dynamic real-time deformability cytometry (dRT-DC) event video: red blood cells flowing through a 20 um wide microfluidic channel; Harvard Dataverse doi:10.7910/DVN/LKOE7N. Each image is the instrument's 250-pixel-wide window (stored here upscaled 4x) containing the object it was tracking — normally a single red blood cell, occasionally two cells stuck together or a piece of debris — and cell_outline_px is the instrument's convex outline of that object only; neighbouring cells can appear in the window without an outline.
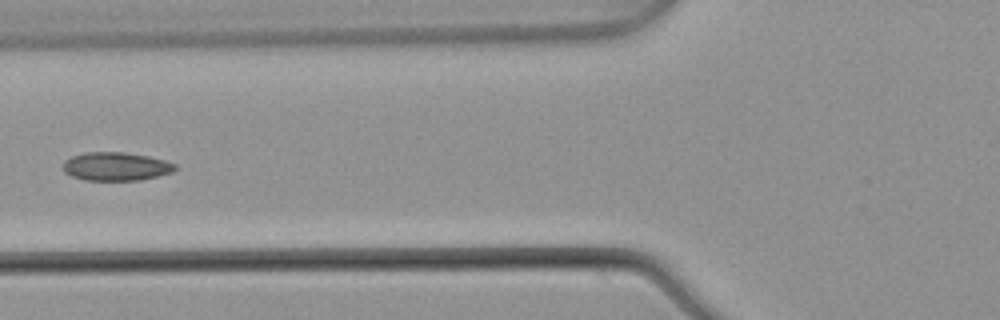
{"species": "common noctule bat (a hibernating species)", "species_latin": "Nyctalus noctula", "temperature_condition": "warm", "stored_images_in_passage": 6, "camera_frame_rate_fps": 3000, "um_per_image_px": 0.085, "animal": {"sex": "male", "body_mass_g": 21.5, "forearm_length_mm": 52.0}, "frame": {"image": 1, "passage_image": 6, "time_ms": 1.667, "image_size_px": [1000, 320], "cell_outline_px": [[176, 168], [172, 172], [140, 180], [84, 180], [72, 176], [64, 172], [60, 168], [64, 160], [72, 156], [88, 152], [124, 152], [148, 156], [164, 160], [176, 164]], "centroid_in_image_um": [9.81, 14.14], "position_along_channel_um": 116.0, "area_um2": 18.61}}